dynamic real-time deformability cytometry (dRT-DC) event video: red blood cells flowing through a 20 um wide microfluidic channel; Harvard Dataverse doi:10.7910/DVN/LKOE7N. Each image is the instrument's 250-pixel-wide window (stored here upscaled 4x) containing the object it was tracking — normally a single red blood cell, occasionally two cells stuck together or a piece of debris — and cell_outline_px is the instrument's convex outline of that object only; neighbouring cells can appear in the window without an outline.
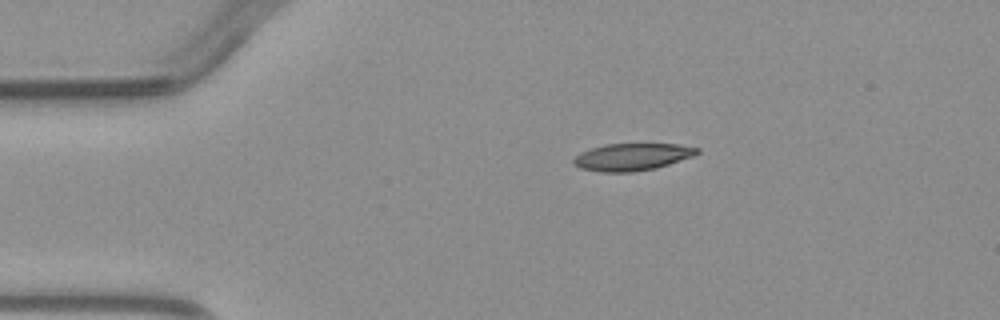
{"species": "common noctule bat (a hibernating species)", "species_latin": "Nyctalus noctula", "temperature_condition": "warm", "stored_images_in_passage": 2, "camera_frame_rate_fps": 3000, "um_per_image_px": 0.085, "animal": {"sex": "male", "body_mass_g": 23.1, "forearm_length_mm": 52.7}, "frame": {"image": 1, "passage_image": 1, "time_ms": 0.0, "image_size_px": [1000, 320], "cell_outline_px": [[700, 152], [692, 156], [656, 168], [632, 172], [604, 172], [580, 168], [572, 160], [580, 152], [604, 144], [676, 144], [700, 148]], "centroid_in_image_um": [53.73, 13.33], "position_along_channel_um": 31.3, "area_um2": 19.36}}